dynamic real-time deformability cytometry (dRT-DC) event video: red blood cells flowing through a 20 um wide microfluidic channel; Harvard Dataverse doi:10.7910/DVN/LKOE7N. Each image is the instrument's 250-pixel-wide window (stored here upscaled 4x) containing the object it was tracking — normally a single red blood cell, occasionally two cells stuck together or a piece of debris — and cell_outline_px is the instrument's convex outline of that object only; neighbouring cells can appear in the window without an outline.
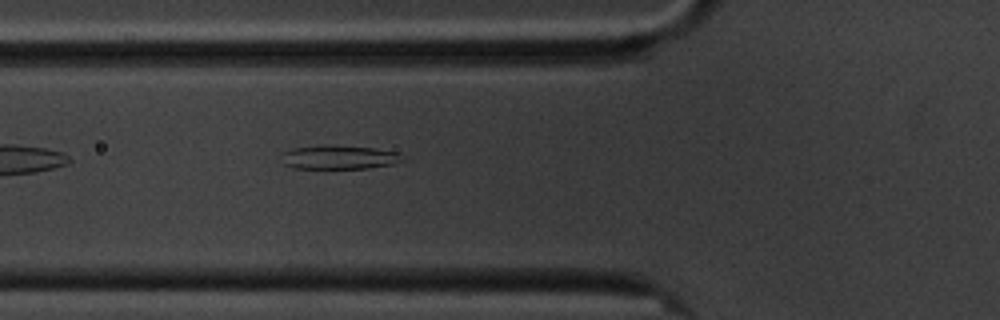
{"species": "common noctule bat (a hibernating species)", "species_latin": "Nyctalus noctula", "temperature_condition": "cold", "stored_images_in_passage": 39, "camera_frame_rate_fps": 3000, "um_per_image_px": 0.085, "animal": {"sex": "male", "body_mass_g": 20.1, "forearm_length_mm": 53.5}, "frame": {"image": 1, "passage_image": 3, "time_ms": 0.667, "image_size_px": [1000, 320], "cell_outline_px": [[408, 160], [392, 164], [368, 168], [292, 168], [284, 164], [280, 152], [292, 148], [324, 144], [372, 148], [400, 152]], "centroid_in_image_um": [28.83, 13.35], "position_along_channel_um": 97.0, "area_um2": 17.17}}
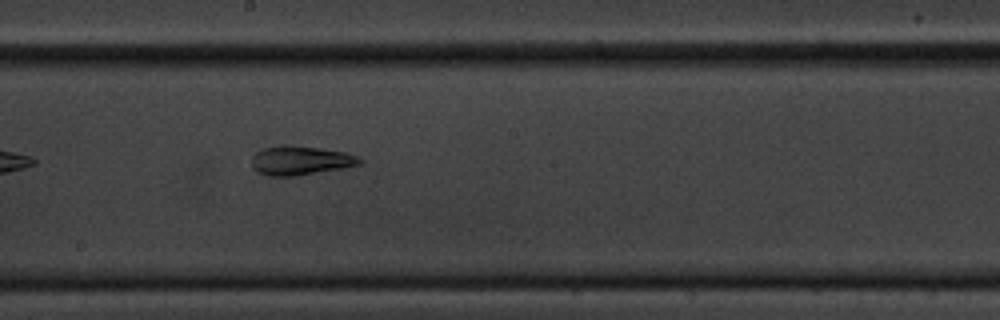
{"frame": {"image": 2, "passage_image": 14, "time_ms": 4.333, "image_size_px": [1000, 320], "cell_outline_px": [[364, 164], [344, 168], [296, 176], [268, 176], [256, 172], [252, 168], [252, 156], [256, 152], [264, 148], [280, 144], [288, 144], [320, 148], [344, 152], [356, 156], [364, 160]], "centroid_in_image_um": [25.53, 13.64], "position_along_channel_um": 222.7, "area_um2": 18.67}}
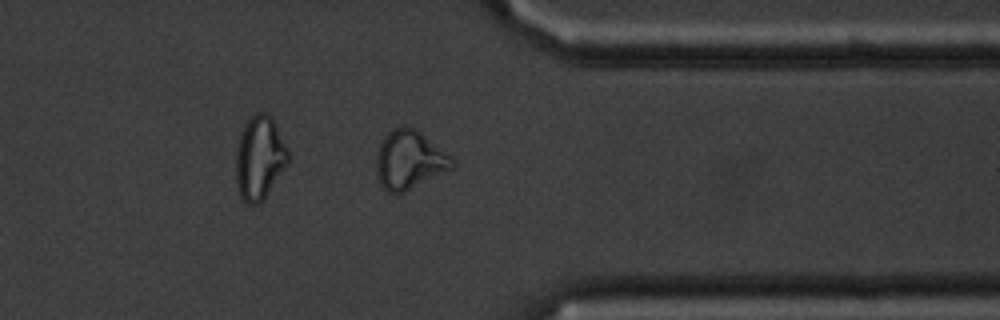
{"frame": {"image": 3, "passage_image": 28, "time_ms": 9.0, "image_size_px": [1000, 320], "cell_outline_px": [[456, 164], [452, 168], [404, 192], [388, 192], [380, 184], [376, 172], [376, 156], [380, 144], [384, 136], [392, 128], [404, 124], [420, 132], [452, 156], [456, 160]], "centroid_in_image_um": [34.8, 13.57], "position_along_channel_um": 376.6, "area_um2": 25.84}}